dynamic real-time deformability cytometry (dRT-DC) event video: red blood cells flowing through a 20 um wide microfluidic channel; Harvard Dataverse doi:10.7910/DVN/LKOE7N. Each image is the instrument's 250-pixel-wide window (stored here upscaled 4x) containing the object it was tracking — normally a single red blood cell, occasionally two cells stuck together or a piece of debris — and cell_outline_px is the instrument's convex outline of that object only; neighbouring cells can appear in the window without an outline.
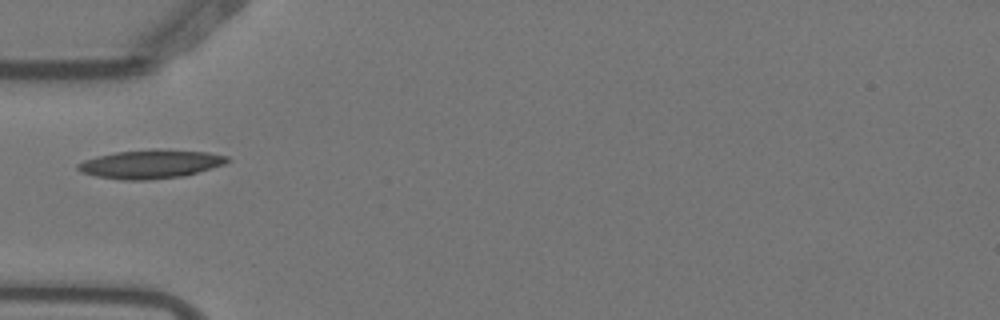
{"species": "Egyptian fruit bat (a non-hibernating species)", "species_latin": "Rousettus aegyptiacus", "temperature_condition": "warm", "stored_images_in_passage": 3, "camera_frame_rate_fps": 3000, "um_per_image_px": 0.085, "animal": {"sex": "female"}, "frame": {"image": 1, "passage_image": 3, "time_ms": 0.667, "image_size_px": [1000, 320], "cell_outline_px": [[232, 160], [224, 164], [212, 168], [184, 176], [144, 180], [124, 180], [96, 176], [80, 172], [76, 168], [76, 164], [84, 160], [96, 156], [116, 152], [156, 148], [208, 152], [228, 156]], "centroid_in_image_um": [12.8, 13.93], "position_along_channel_um": 72.2, "area_um2": 25.2}}